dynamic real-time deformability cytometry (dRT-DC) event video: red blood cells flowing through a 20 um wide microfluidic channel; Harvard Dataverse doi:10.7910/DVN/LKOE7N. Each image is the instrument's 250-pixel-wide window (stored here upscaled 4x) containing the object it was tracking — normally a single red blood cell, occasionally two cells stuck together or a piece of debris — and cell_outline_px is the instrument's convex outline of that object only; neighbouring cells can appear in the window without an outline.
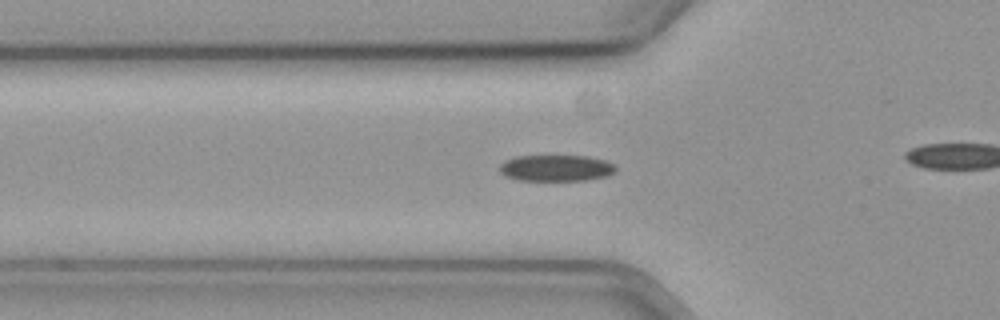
{"species": "common noctule bat (a hibernating species)", "species_latin": "Nyctalus noctula", "temperature_condition": "cold", "stored_images_in_passage": 42, "camera_frame_rate_fps": 3000, "um_per_image_px": 0.085, "animal": {"sex": "female", "body_mass_g": 19.3, "forearm_length_mm": 54.1}, "frame": {"image": 1, "passage_image": 16, "time_ms": 5.0, "image_size_px": [1000, 320], "cell_outline_px": [[616, 172], [608, 176], [588, 180], [520, 180], [504, 176], [500, 172], [500, 164], [504, 160], [516, 156], [584, 156], [604, 160], [616, 164]], "centroid_in_image_um": [47.28, 14.28], "position_along_channel_um": 78.5, "area_um2": 17.92}}
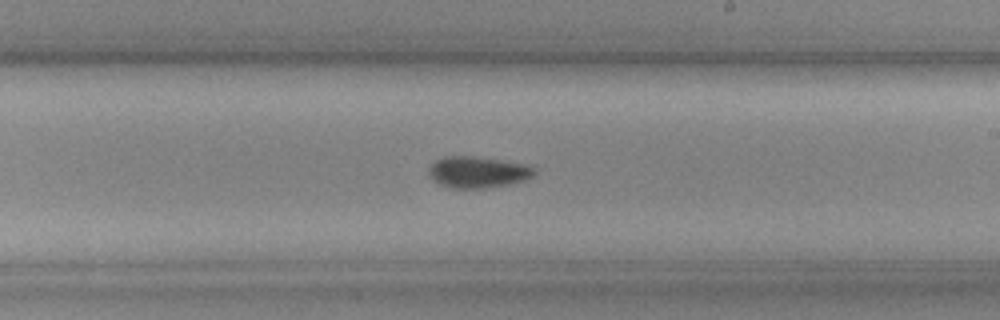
{"frame": {"image": 2, "passage_image": 30, "time_ms": 9.667, "image_size_px": [1000, 320], "cell_outline_px": [[536, 172], [532, 176], [524, 180], [508, 184], [484, 188], [452, 188], [440, 184], [428, 176], [428, 168], [436, 160], [444, 156], [472, 156], [528, 164], [536, 168]], "centroid_in_image_um": [40.61, 14.62], "position_along_channel_um": 248.4, "area_um2": 19.31}}
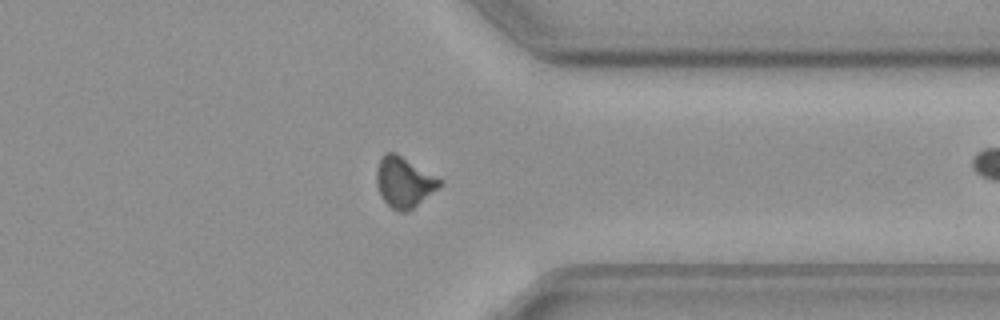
{"frame": {"image": 3, "passage_image": 41, "time_ms": 13.333, "image_size_px": [1000, 320], "cell_outline_px": [[444, 180], [436, 188], [412, 208], [404, 212], [400, 212], [392, 208], [380, 196], [376, 184], [376, 168], [380, 156], [384, 152], [396, 152]], "centroid_in_image_um": [34.29, 15.43], "position_along_channel_um": 377.1, "area_um2": 18.5}}